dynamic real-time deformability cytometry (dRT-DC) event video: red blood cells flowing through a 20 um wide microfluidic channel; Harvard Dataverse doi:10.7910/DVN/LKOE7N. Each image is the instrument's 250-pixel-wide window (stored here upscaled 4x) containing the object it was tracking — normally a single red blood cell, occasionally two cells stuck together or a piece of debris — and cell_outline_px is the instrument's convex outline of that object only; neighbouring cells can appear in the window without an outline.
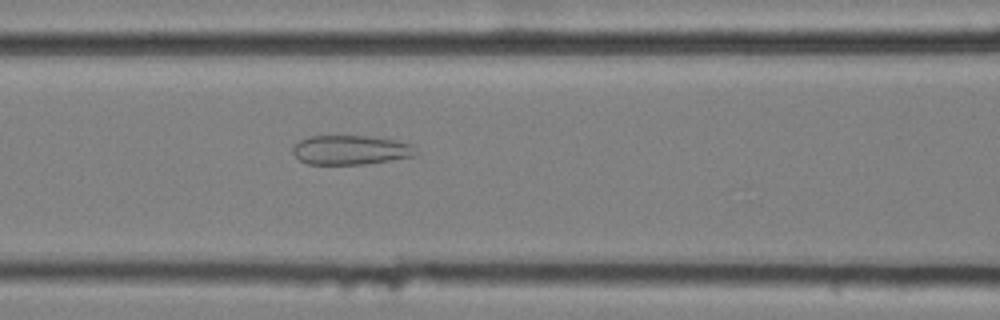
{"species": "common noctule bat (a hibernating species)", "species_latin": "Nyctalus noctula", "temperature_condition": "cold", "stored_images_in_passage": 51, "camera_frame_rate_fps": 3000, "um_per_image_px": 0.085, "animal": {"sex": "female", "body_mass_g": 25.1}, "frame": {"image": 1, "passage_image": 25, "time_ms": 8.0, "image_size_px": [1000, 320], "cell_outline_px": [[416, 156], [364, 164], [308, 164], [300, 160], [292, 152], [292, 148], [300, 140], [308, 136], [368, 136], [396, 140], [412, 144], [416, 152]], "centroid_in_image_um": [29.8, 12.74], "position_along_channel_um": 136.8, "area_um2": 20.98}}
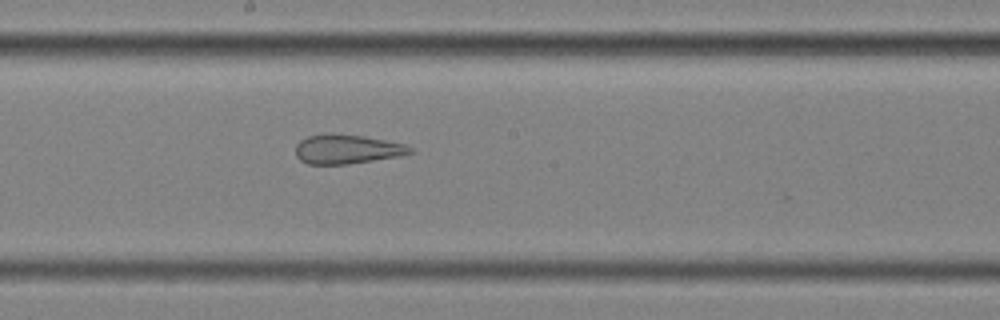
{"frame": {"image": 2, "passage_image": 32, "time_ms": 10.333, "image_size_px": [1000, 320], "cell_outline_px": [[416, 152], [400, 156], [348, 164], [308, 164], [300, 160], [296, 156], [296, 144], [300, 140], [308, 136], [332, 132], [364, 136], [404, 144], [412, 148]], "centroid_in_image_um": [29.49, 12.67], "position_along_channel_um": 218.7, "area_um2": 19.71}}
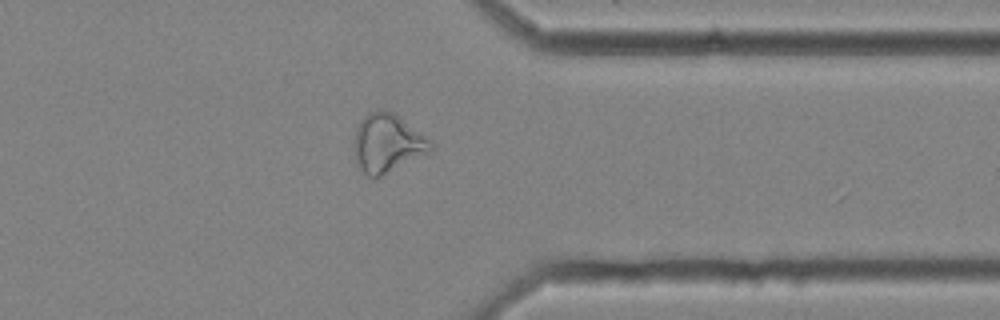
{"frame": {"image": 3, "passage_image": 46, "time_ms": 15.0, "image_size_px": [1000, 320], "cell_outline_px": [[436, 144], [432, 152], [380, 176], [368, 176], [356, 164], [352, 148], [352, 140], [356, 128], [360, 120], [368, 112], [376, 108], [392, 112], [432, 140]], "centroid_in_image_um": [32.92, 12.16], "position_along_channel_um": 378.5, "area_um2": 26.65}, "authors_computed_cell_mechanics": {"area_um2": 26.1256, "velocity_mm_per_s": 3.5191, "shape_relaxation_time_tau1_ms": null, "shape_relaxation_time_tau2_ms": 2.226, "deformation_change_tau1": null, "deformation_change_tau2": 0.1184}}